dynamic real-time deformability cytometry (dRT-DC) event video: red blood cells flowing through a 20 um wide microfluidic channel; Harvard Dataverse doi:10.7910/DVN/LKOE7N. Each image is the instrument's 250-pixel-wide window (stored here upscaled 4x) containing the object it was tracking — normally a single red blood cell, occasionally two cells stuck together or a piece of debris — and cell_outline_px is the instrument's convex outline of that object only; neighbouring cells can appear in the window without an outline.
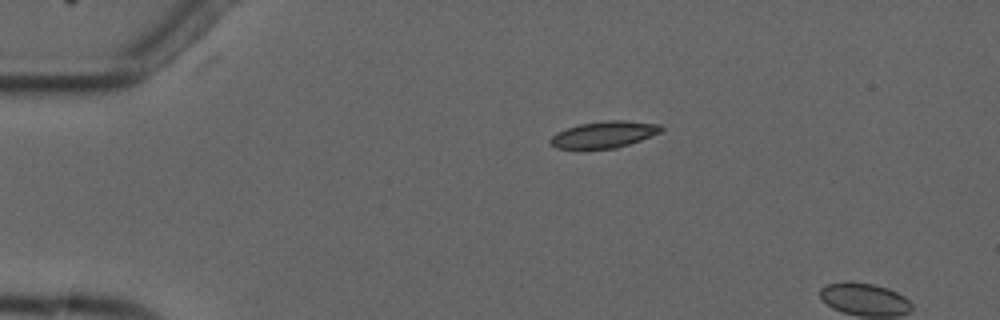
{"species": "common noctule bat (a hibernating species)", "species_latin": "Nyctalus noctula", "temperature_condition": "cold", "stored_images_in_passage": 5, "camera_frame_rate_fps": 3000, "um_per_image_px": 0.085, "animal": {"sex": "male", "forearm_length_mm": 52.5}, "frame": {"image": 1, "passage_image": 4, "time_ms": 3.667, "image_size_px": [1000, 320], "cell_outline_px": [[664, 128], [660, 132], [640, 140], [616, 148], [556, 148], [548, 140], [556, 132], [580, 124], [604, 120], [624, 120], [660, 124]], "centroid_in_image_um": [51.35, 11.42], "position_along_channel_um": 33.7, "area_um2": 16.94}}